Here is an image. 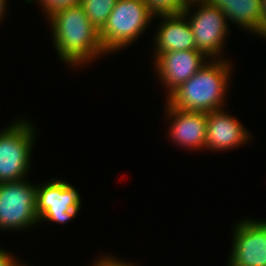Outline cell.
Instances as JSON below:
<instances>
[{"label": "cell", "instance_id": "1", "mask_svg": "<svg viewBox=\"0 0 266 266\" xmlns=\"http://www.w3.org/2000/svg\"><path fill=\"white\" fill-rule=\"evenodd\" d=\"M47 19L52 26L55 50L70 67L108 54L102 46L99 30L90 23L81 5L58 9Z\"/></svg>", "mask_w": 266, "mask_h": 266}, {"label": "cell", "instance_id": "2", "mask_svg": "<svg viewBox=\"0 0 266 266\" xmlns=\"http://www.w3.org/2000/svg\"><path fill=\"white\" fill-rule=\"evenodd\" d=\"M230 66L232 65L228 60H208L191 78L166 97L167 103L184 111L209 113L222 110L229 88L228 82L231 80Z\"/></svg>", "mask_w": 266, "mask_h": 266}, {"label": "cell", "instance_id": "3", "mask_svg": "<svg viewBox=\"0 0 266 266\" xmlns=\"http://www.w3.org/2000/svg\"><path fill=\"white\" fill-rule=\"evenodd\" d=\"M154 15L144 0H117L105 25L99 30L104 50L109 54L137 40Z\"/></svg>", "mask_w": 266, "mask_h": 266}, {"label": "cell", "instance_id": "4", "mask_svg": "<svg viewBox=\"0 0 266 266\" xmlns=\"http://www.w3.org/2000/svg\"><path fill=\"white\" fill-rule=\"evenodd\" d=\"M6 127L0 131V183L26 179L36 139L34 127L25 119Z\"/></svg>", "mask_w": 266, "mask_h": 266}, {"label": "cell", "instance_id": "5", "mask_svg": "<svg viewBox=\"0 0 266 266\" xmlns=\"http://www.w3.org/2000/svg\"><path fill=\"white\" fill-rule=\"evenodd\" d=\"M194 5H198V9L193 11L195 12L193 14L190 9L192 6L195 7ZM182 14L189 15L187 19L194 35L196 50L210 59H223L221 51L230 33L227 17L223 12L208 0H196L194 3L187 4Z\"/></svg>", "mask_w": 266, "mask_h": 266}, {"label": "cell", "instance_id": "6", "mask_svg": "<svg viewBox=\"0 0 266 266\" xmlns=\"http://www.w3.org/2000/svg\"><path fill=\"white\" fill-rule=\"evenodd\" d=\"M36 187L26 179L0 183V230H27L39 224Z\"/></svg>", "mask_w": 266, "mask_h": 266}, {"label": "cell", "instance_id": "7", "mask_svg": "<svg viewBox=\"0 0 266 266\" xmlns=\"http://www.w3.org/2000/svg\"><path fill=\"white\" fill-rule=\"evenodd\" d=\"M78 190L64 180L52 179L36 187V214L41 221L65 224L77 216L81 208Z\"/></svg>", "mask_w": 266, "mask_h": 266}, {"label": "cell", "instance_id": "8", "mask_svg": "<svg viewBox=\"0 0 266 266\" xmlns=\"http://www.w3.org/2000/svg\"><path fill=\"white\" fill-rule=\"evenodd\" d=\"M232 246L227 266H266V220L238 222Z\"/></svg>", "mask_w": 266, "mask_h": 266}, {"label": "cell", "instance_id": "9", "mask_svg": "<svg viewBox=\"0 0 266 266\" xmlns=\"http://www.w3.org/2000/svg\"><path fill=\"white\" fill-rule=\"evenodd\" d=\"M156 73L168 89L167 97L191 78L209 59L198 50L155 52ZM206 57V58H205Z\"/></svg>", "mask_w": 266, "mask_h": 266}, {"label": "cell", "instance_id": "10", "mask_svg": "<svg viewBox=\"0 0 266 266\" xmlns=\"http://www.w3.org/2000/svg\"><path fill=\"white\" fill-rule=\"evenodd\" d=\"M167 118L172 120L169 135L178 146L191 150L202 149L206 146L207 113L184 111L166 104Z\"/></svg>", "mask_w": 266, "mask_h": 266}, {"label": "cell", "instance_id": "11", "mask_svg": "<svg viewBox=\"0 0 266 266\" xmlns=\"http://www.w3.org/2000/svg\"><path fill=\"white\" fill-rule=\"evenodd\" d=\"M229 114L223 109L207 113L206 149L215 152L231 150L251 139L248 130Z\"/></svg>", "mask_w": 266, "mask_h": 266}, {"label": "cell", "instance_id": "12", "mask_svg": "<svg viewBox=\"0 0 266 266\" xmlns=\"http://www.w3.org/2000/svg\"><path fill=\"white\" fill-rule=\"evenodd\" d=\"M162 23L155 34V52H171L196 50L194 35L191 31L187 16L158 15Z\"/></svg>", "mask_w": 266, "mask_h": 266}, {"label": "cell", "instance_id": "13", "mask_svg": "<svg viewBox=\"0 0 266 266\" xmlns=\"http://www.w3.org/2000/svg\"><path fill=\"white\" fill-rule=\"evenodd\" d=\"M218 7L227 17L228 22H235L250 34L266 38V31L261 27L260 0H208Z\"/></svg>", "mask_w": 266, "mask_h": 266}, {"label": "cell", "instance_id": "14", "mask_svg": "<svg viewBox=\"0 0 266 266\" xmlns=\"http://www.w3.org/2000/svg\"><path fill=\"white\" fill-rule=\"evenodd\" d=\"M116 3L117 0H81L80 5L90 23L100 30L107 22Z\"/></svg>", "mask_w": 266, "mask_h": 266}, {"label": "cell", "instance_id": "15", "mask_svg": "<svg viewBox=\"0 0 266 266\" xmlns=\"http://www.w3.org/2000/svg\"><path fill=\"white\" fill-rule=\"evenodd\" d=\"M150 12L158 15L182 14L187 4L183 0H144Z\"/></svg>", "mask_w": 266, "mask_h": 266}, {"label": "cell", "instance_id": "16", "mask_svg": "<svg viewBox=\"0 0 266 266\" xmlns=\"http://www.w3.org/2000/svg\"><path fill=\"white\" fill-rule=\"evenodd\" d=\"M28 2H34L36 0H25ZM40 7H42L43 12L45 13L46 18L52 14L54 11L65 8V7H72L81 4V0H37Z\"/></svg>", "mask_w": 266, "mask_h": 266}, {"label": "cell", "instance_id": "17", "mask_svg": "<svg viewBox=\"0 0 266 266\" xmlns=\"http://www.w3.org/2000/svg\"><path fill=\"white\" fill-rule=\"evenodd\" d=\"M101 257V258H100ZM96 261L94 262L93 266H136L131 263L123 262L122 260H119L117 258H114V256H100Z\"/></svg>", "mask_w": 266, "mask_h": 266}, {"label": "cell", "instance_id": "18", "mask_svg": "<svg viewBox=\"0 0 266 266\" xmlns=\"http://www.w3.org/2000/svg\"><path fill=\"white\" fill-rule=\"evenodd\" d=\"M11 255L7 250L4 251L0 248V266H20L22 264Z\"/></svg>", "mask_w": 266, "mask_h": 266}, {"label": "cell", "instance_id": "19", "mask_svg": "<svg viewBox=\"0 0 266 266\" xmlns=\"http://www.w3.org/2000/svg\"><path fill=\"white\" fill-rule=\"evenodd\" d=\"M261 27L266 31V0H260Z\"/></svg>", "mask_w": 266, "mask_h": 266}, {"label": "cell", "instance_id": "20", "mask_svg": "<svg viewBox=\"0 0 266 266\" xmlns=\"http://www.w3.org/2000/svg\"><path fill=\"white\" fill-rule=\"evenodd\" d=\"M6 4V0H0V22H2L1 19H3V16L5 14Z\"/></svg>", "mask_w": 266, "mask_h": 266}, {"label": "cell", "instance_id": "21", "mask_svg": "<svg viewBox=\"0 0 266 266\" xmlns=\"http://www.w3.org/2000/svg\"><path fill=\"white\" fill-rule=\"evenodd\" d=\"M186 4L194 3L196 0H183Z\"/></svg>", "mask_w": 266, "mask_h": 266}]
</instances>
